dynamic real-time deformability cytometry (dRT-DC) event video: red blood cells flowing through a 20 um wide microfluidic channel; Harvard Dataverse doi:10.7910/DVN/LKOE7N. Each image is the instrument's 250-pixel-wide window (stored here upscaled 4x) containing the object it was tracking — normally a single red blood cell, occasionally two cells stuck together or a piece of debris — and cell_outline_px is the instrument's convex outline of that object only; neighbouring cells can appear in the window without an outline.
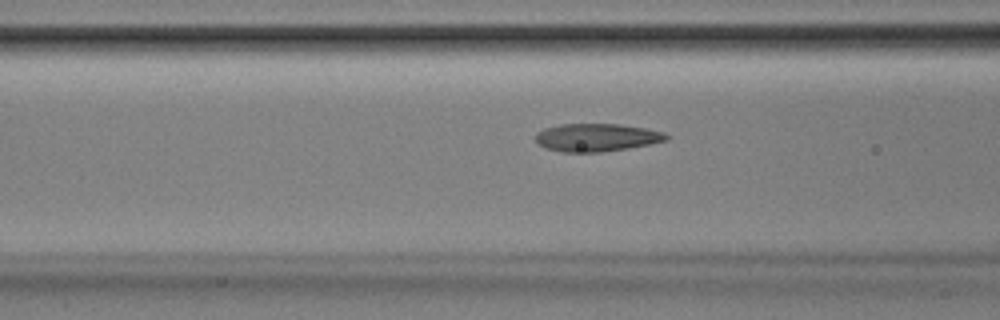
{"species": "Egyptian fruit bat (a non-hibernating species)", "species_latin": "Rousettus aegyptiacus", "temperature_condition": "room temperature", "stored_images_in_passage": 53, "camera_frame_rate_fps": 3000, "um_per_image_px": 0.085, "animal": {"sex": "male"}, "frame": {"image": 1, "passage_image": 21, "time_ms": 6.667, "image_size_px": [1000, 320], "cell_outline_px": [[672, 136], [668, 140], [628, 148], [600, 152], [560, 152], [544, 148], [536, 140], [536, 132], [544, 128], [560, 124], [620, 124], [644, 128], [664, 132]], "centroid_in_image_um": [50.71, 11.68], "position_along_channel_um": 115.9, "area_um2": 21.33}}
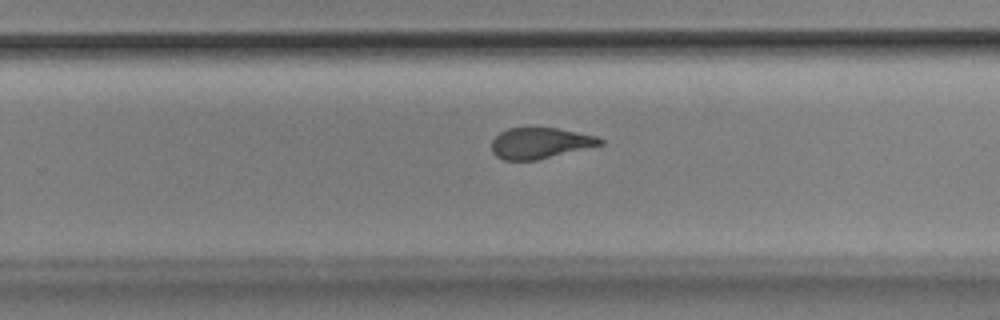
{"frame": {"image": 2, "passage_image": 34, "time_ms": 11.0, "image_size_px": [1000, 320], "cell_outline_px": [[604, 144], [536, 160], [504, 160], [496, 156], [492, 152], [492, 140], [500, 132], [508, 128], [556, 128], [596, 136], [604, 140]], "centroid_in_image_um": [45.89, 12.17], "position_along_channel_um": 283.9, "area_um2": 19.36}}
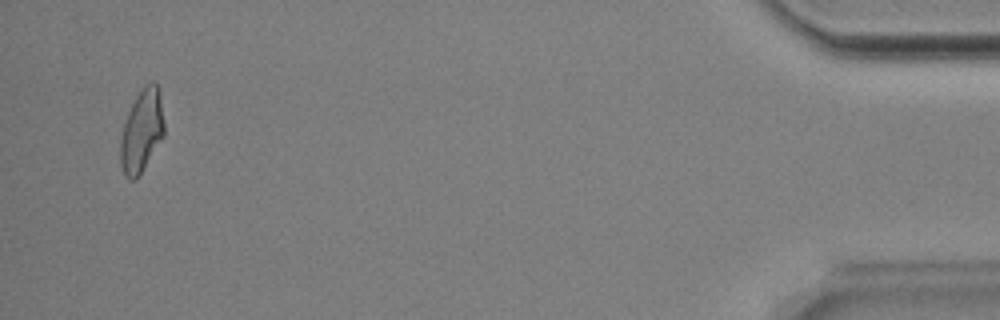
{"frame": {"image": 3, "passage_image": 51, "time_ms": 16.667, "image_size_px": [1000, 320], "cell_outline_px": [[164, 136], [140, 176], [136, 180], [128, 180], [124, 176], [120, 164], [120, 140], [124, 124], [128, 112], [136, 96], [148, 84], [156, 84], [160, 88], [164, 120]], "centroid_in_image_um": [12.05, 11.21], "position_along_channel_um": 423.1, "area_um2": 21.27}, "authors_computed_cell_mechanics": {"area_um2": 21.2704, "velocity_mm_per_s": 3.8823, "shape_relaxation_time_tau1_ms": 4.635, "shape_relaxation_time_tau2_ms": 1.265, "deformation_change_tau1": 0.2004, "deformation_change_tau2": 0.0952}}